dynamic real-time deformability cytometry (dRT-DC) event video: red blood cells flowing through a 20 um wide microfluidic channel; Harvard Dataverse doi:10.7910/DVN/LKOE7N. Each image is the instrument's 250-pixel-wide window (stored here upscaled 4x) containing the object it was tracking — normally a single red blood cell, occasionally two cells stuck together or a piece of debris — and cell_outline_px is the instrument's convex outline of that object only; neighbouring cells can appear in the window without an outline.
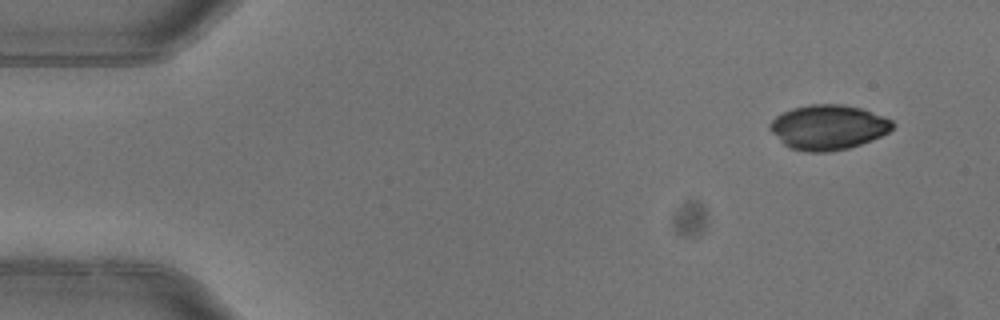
{"species": "common noctule bat (a hibernating species)", "species_latin": "Nyctalus noctula", "temperature_condition": "warm", "stored_images_in_passage": 4, "camera_frame_rate_fps": 3000, "um_per_image_px": 0.085, "animal": {"sex": "female"}, "frame": {"image": 1, "passage_image": 1, "time_ms": 0.0, "image_size_px": [1000, 320], "cell_outline_px": [[892, 128], [888, 132], [872, 140], [848, 148], [828, 152], [808, 152], [792, 148], [784, 144], [768, 128], [768, 124], [776, 116], [792, 108], [812, 104], [844, 104], [860, 108], [884, 116], [892, 120]], "centroid_in_image_um": [70.38, 10.81], "position_along_channel_um": 14.6, "area_um2": 31.85}}